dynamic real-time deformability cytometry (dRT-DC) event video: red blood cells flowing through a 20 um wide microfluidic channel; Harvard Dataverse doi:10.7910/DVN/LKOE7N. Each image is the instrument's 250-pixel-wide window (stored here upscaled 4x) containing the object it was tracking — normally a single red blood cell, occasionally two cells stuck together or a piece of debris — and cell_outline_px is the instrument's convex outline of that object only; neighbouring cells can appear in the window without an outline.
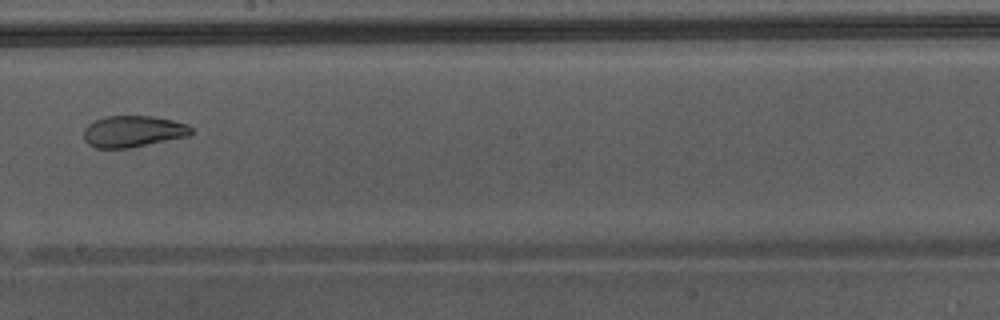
{"species": "Egyptian fruit bat (a non-hibernating species)", "species_latin": "Rousettus aegyptiacus", "temperature_condition": "warm", "stored_images_in_passage": 34, "camera_frame_rate_fps": 3000, "um_per_image_px": 0.085, "animal": {"sex": "male"}, "frame": {"image": 1, "passage_image": 15, "time_ms": 4.667, "image_size_px": [1000, 320], "cell_outline_px": [[192, 132], [188, 136], [128, 148], [96, 148], [88, 144], [84, 140], [84, 128], [88, 124], [104, 116], [152, 116], [172, 120], [188, 124], [192, 128]], "centroid_in_image_um": [11.29, 11.16], "position_along_channel_um": 236.9, "area_um2": 19.65}}
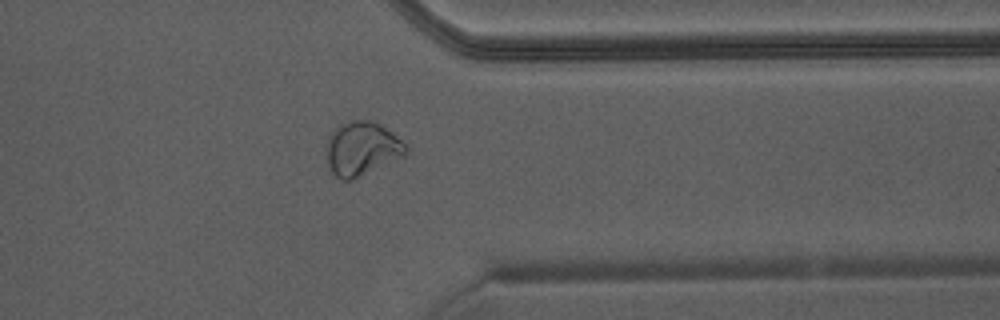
{"frame": {"image": 2, "passage_image": 25, "time_ms": 8.0, "image_size_px": [1000, 320], "cell_outline_px": [[408, 148], [404, 156], [352, 180], [340, 180], [332, 172], [328, 164], [328, 136], [336, 128], [348, 120], [372, 120], [380, 124], [396, 136]], "centroid_in_image_um": [30.76, 12.63], "position_along_channel_um": 380.6, "area_um2": 24.57}, "authors_computed_cell_mechanics": {"area_um2": 22.7154, "velocity_mm_per_s": 4.3872, "shape_relaxation_time_tau1_ms": null, "shape_relaxation_time_tau2_ms": 1.0897, "deformation_change_tau1": null, "deformation_change_tau2": 0.061}}